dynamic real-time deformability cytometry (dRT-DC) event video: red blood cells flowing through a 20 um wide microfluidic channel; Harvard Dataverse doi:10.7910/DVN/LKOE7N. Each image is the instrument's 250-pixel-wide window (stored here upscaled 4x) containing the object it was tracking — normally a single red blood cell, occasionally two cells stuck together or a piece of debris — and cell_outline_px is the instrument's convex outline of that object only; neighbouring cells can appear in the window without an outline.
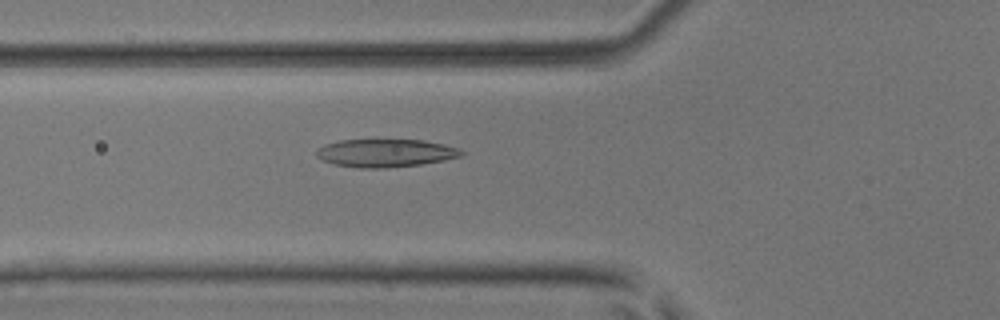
{"species": "common noctule bat (a hibernating species)", "species_latin": "Nyctalus noctula", "temperature_condition": "room temperature", "stored_images_in_passage": 34, "camera_frame_rate_fps": 3000, "um_per_image_px": 0.085, "animal": {"sex": "male", "body_mass_g": 17.9, "forearm_length_mm": 54.2}, "frame": {"image": 1, "passage_image": 6, "time_ms": 1.667, "image_size_px": [1000, 320], "cell_outline_px": [[464, 152], [460, 156], [444, 160], [420, 164], [384, 168], [360, 168], [332, 164], [316, 156], [316, 148], [324, 144], [340, 140], [424, 140], [444, 144], [460, 148]], "centroid_in_image_um": [32.74, 13.0], "position_along_channel_um": 93.1, "area_um2": 23.64}}
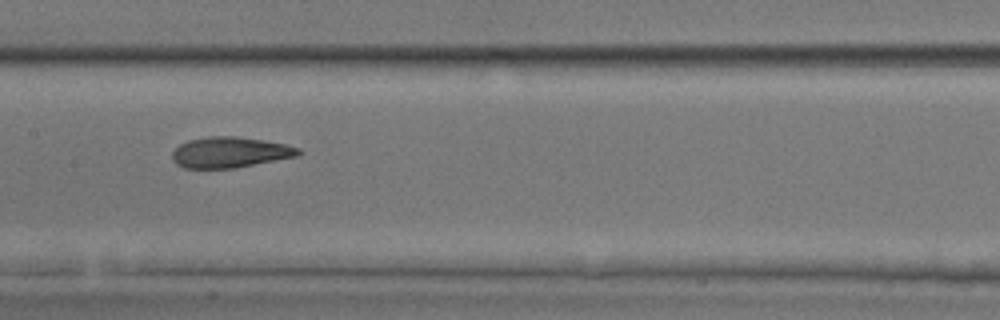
{"frame": {"image": 2, "passage_image": 13, "time_ms": 4.0, "image_size_px": [1000, 320], "cell_outline_px": [[304, 152], [296, 156], [236, 168], [184, 168], [176, 164], [172, 160], [172, 152], [180, 144], [188, 140], [208, 136], [236, 136], [264, 140], [284, 144], [300, 148]], "centroid_in_image_um": [19.54, 12.94], "position_along_channel_um": 187.9, "area_um2": 22.66}}
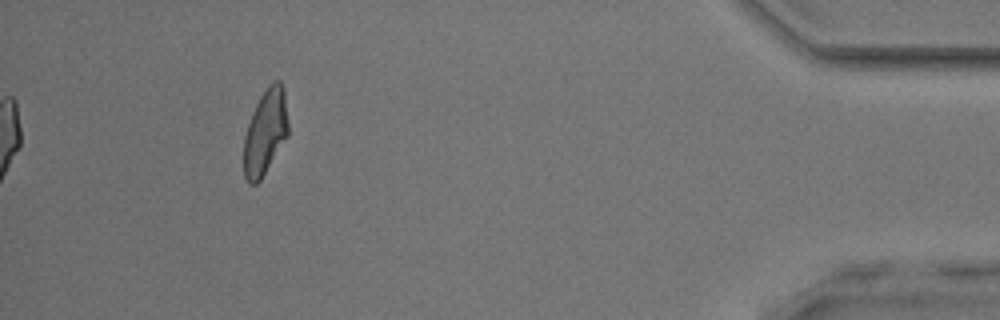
{"frame": {"image": 3, "passage_image": 34, "time_ms": 11.0, "image_size_px": [1000, 320], "cell_outline_px": [[288, 136], [260, 180], [256, 184], [248, 184], [244, 176], [244, 136], [252, 112], [260, 96], [268, 84], [272, 80], [280, 80], [284, 88], [288, 124]], "centroid_in_image_um": [22.55, 11.2], "position_along_channel_um": 412.6, "area_um2": 22.2}, "authors_computed_cell_mechanics": {"area_um2": 22.7732, "velocity_mm_per_s": 4.0534, "shape_relaxation_time_tau1_ms": 3.7281, "shape_relaxation_time_tau2_ms": 2.1413, "deformation_change_tau1": 0.1475, "deformation_change_tau2": 0.0966}}